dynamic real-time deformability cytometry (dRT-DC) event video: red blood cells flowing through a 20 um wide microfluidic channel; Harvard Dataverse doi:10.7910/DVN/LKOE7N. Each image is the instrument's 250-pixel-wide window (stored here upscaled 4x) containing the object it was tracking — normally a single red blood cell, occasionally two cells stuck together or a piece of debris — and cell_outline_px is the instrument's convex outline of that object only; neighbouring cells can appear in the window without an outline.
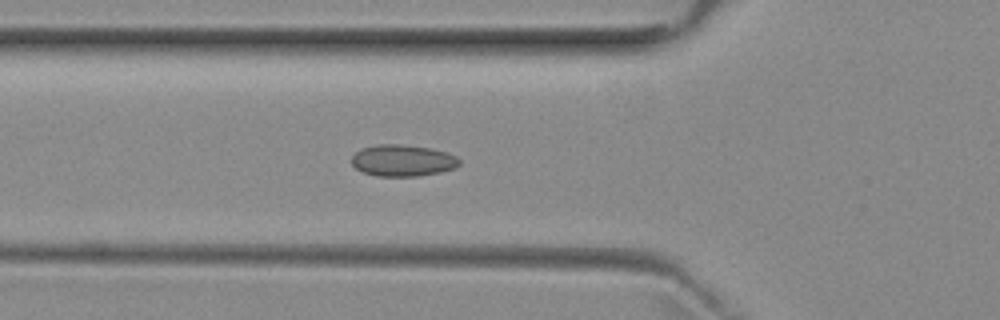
{"species": "common noctule bat (a hibernating species)", "species_latin": "Nyctalus noctula", "temperature_condition": "room temperature", "stored_images_in_passage": 37, "camera_frame_rate_fps": 3000, "um_per_image_px": 0.085, "animal": {"sex": "female", "body_mass_g": 29.2, "forearm_length_mm": 56.3}, "frame": {"image": 1, "passage_image": 9, "time_ms": 2.667, "image_size_px": [1000, 320], "cell_outline_px": [[460, 164], [456, 168], [440, 172], [416, 176], [376, 176], [364, 172], [356, 168], [352, 164], [352, 156], [360, 148], [376, 144], [400, 144], [432, 148], [456, 156], [460, 160]], "centroid_in_image_um": [34.22, 13.63], "position_along_channel_um": 91.6, "area_um2": 19.88}}
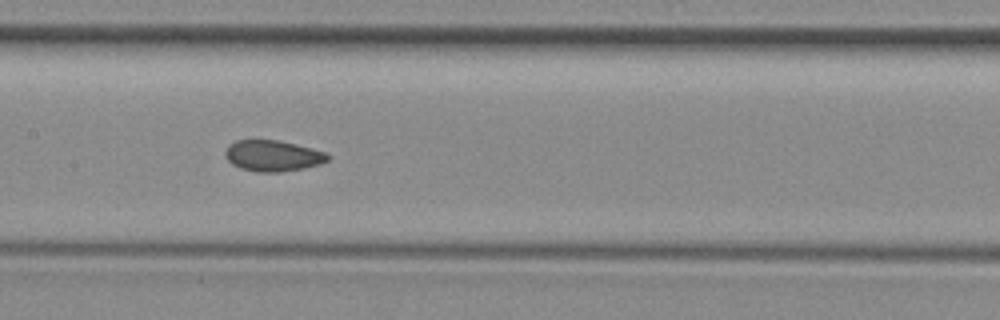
{"frame": {"image": 2, "passage_image": 16, "time_ms": 5.0, "image_size_px": [1000, 320], "cell_outline_px": [[332, 156], [328, 160], [320, 164], [304, 168], [280, 172], [256, 172], [240, 168], [232, 164], [228, 160], [224, 152], [228, 144], [236, 140], [276, 140], [296, 144], [312, 148], [324, 152]], "centroid_in_image_um": [23.18, 13.24], "position_along_channel_um": 184.2, "area_um2": 18.61}}
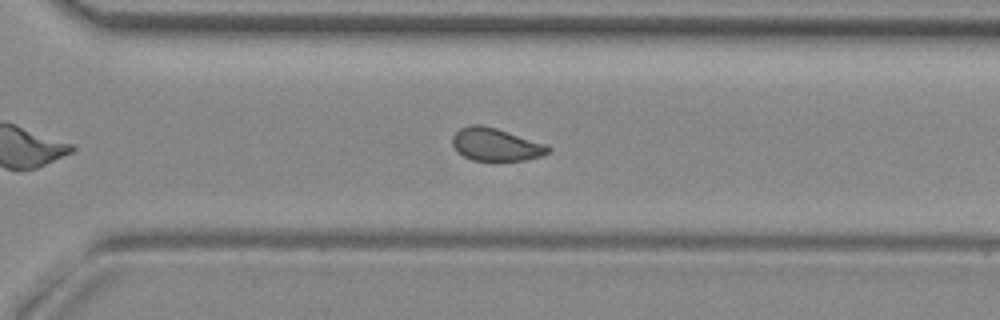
{"frame": {"image": 3, "passage_image": 27, "time_ms": 8.667, "image_size_px": [1000, 320], "cell_outline_px": [[552, 148], [548, 152], [540, 156], [524, 160], [496, 164], [472, 160], [456, 152], [452, 144], [452, 136], [460, 128], [472, 124], [480, 124], [496, 128], [548, 144]], "centroid_in_image_um": [42.13, 12.33], "position_along_channel_um": 328.5, "area_um2": 19.07}, "authors_computed_cell_mechanics": {"area_um2": 18.9006, "velocity_mm_per_s": 3.9438, "shape_relaxation_time_tau1_ms": null, "shape_relaxation_time_tau2_ms": 1.3111, "deformation_change_tau1": null, "deformation_change_tau2": 0.0593}}